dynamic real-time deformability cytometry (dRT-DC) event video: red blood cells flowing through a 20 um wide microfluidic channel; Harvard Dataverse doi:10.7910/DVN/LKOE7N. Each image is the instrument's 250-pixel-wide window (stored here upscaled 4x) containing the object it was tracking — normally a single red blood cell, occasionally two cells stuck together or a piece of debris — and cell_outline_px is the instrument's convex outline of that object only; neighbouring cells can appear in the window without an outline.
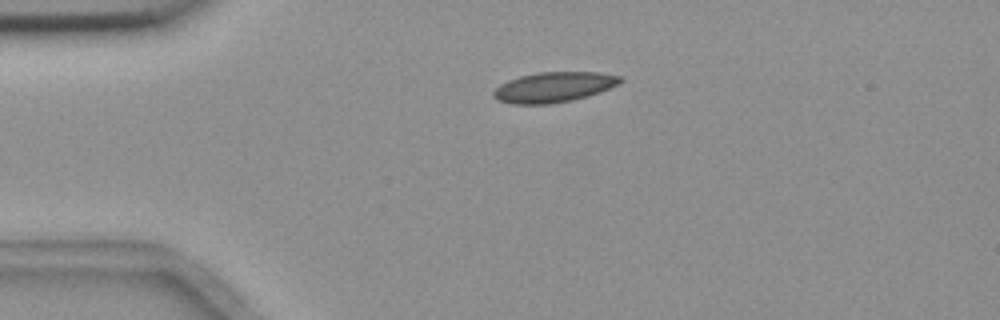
{"species": "common noctule bat (a hibernating species)", "species_latin": "Nyctalus noctula", "temperature_condition": "room temperature", "stored_images_in_passage": 1, "camera_frame_rate_fps": 3000, "um_per_image_px": 0.085, "animal": {"sex": "female", "body_mass_g": 18.4}, "frame": {"image": 1, "passage_image": 1, "time_ms": 0.0, "image_size_px": [1000, 320], "cell_outline_px": [[624, 80], [620, 84], [600, 92], [588, 96], [572, 100], [548, 104], [512, 104], [500, 100], [492, 96], [492, 92], [500, 84], [508, 80], [520, 76], [536, 72], [600, 72], [624, 76]], "centroid_in_image_um": [47.12, 7.39], "position_along_channel_um": 37.9, "area_um2": 22.54}}